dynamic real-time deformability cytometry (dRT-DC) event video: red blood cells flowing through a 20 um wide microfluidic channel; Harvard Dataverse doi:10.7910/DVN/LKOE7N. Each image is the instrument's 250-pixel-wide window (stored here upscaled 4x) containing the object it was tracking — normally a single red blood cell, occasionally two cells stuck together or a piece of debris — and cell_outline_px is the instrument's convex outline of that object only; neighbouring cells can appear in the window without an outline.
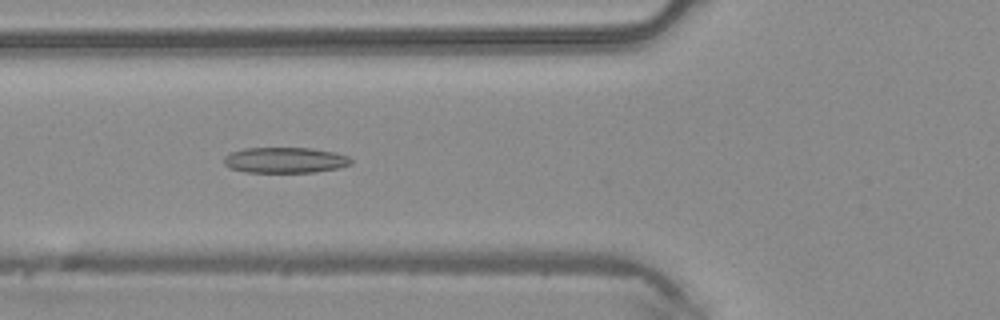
{"species": "common noctule bat (a hibernating species)", "species_latin": "Nyctalus noctula", "temperature_condition": "warm", "stored_images_in_passage": 40, "camera_frame_rate_fps": 3000, "um_per_image_px": 0.085, "animal": {"sex": "male", "body_mass_g": 20.4}, "frame": {"image": 1, "passage_image": 9, "time_ms": 2.667, "image_size_px": [1000, 320], "cell_outline_px": [[352, 164], [340, 168], [316, 172], [244, 172], [232, 168], [224, 164], [224, 156], [232, 152], [244, 148], [312, 148], [332, 152], [348, 156], [352, 160]], "centroid_in_image_um": [24.25, 13.61], "position_along_channel_um": 101.5, "area_um2": 19.02}}
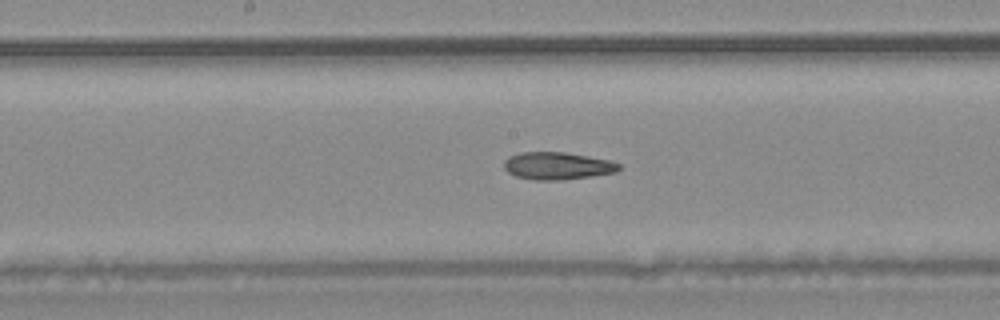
{"frame": {"image": 2, "passage_image": 16, "time_ms": 5.0, "image_size_px": [1000, 320], "cell_outline_px": [[620, 168], [616, 172], [592, 176], [564, 180], [536, 180], [516, 176], [508, 172], [504, 168], [504, 160], [508, 156], [520, 152], [564, 152], [588, 156], [608, 160], [620, 164]], "centroid_in_image_um": [47.35, 14.09], "position_along_channel_um": 200.8, "area_um2": 18.38}}
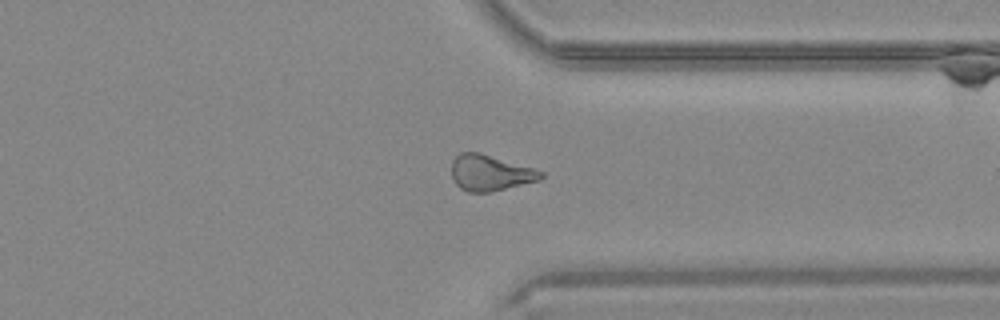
{"frame": {"image": 3, "passage_image": 28, "time_ms": 9.0, "image_size_px": [1000, 320], "cell_outline_px": [[544, 176], [540, 180], [492, 192], [468, 192], [460, 188], [456, 184], [452, 176], [452, 160], [460, 152], [480, 152], [532, 168], [544, 172]], "centroid_in_image_um": [41.65, 14.7], "position_along_channel_um": 369.7, "area_um2": 18.67}}